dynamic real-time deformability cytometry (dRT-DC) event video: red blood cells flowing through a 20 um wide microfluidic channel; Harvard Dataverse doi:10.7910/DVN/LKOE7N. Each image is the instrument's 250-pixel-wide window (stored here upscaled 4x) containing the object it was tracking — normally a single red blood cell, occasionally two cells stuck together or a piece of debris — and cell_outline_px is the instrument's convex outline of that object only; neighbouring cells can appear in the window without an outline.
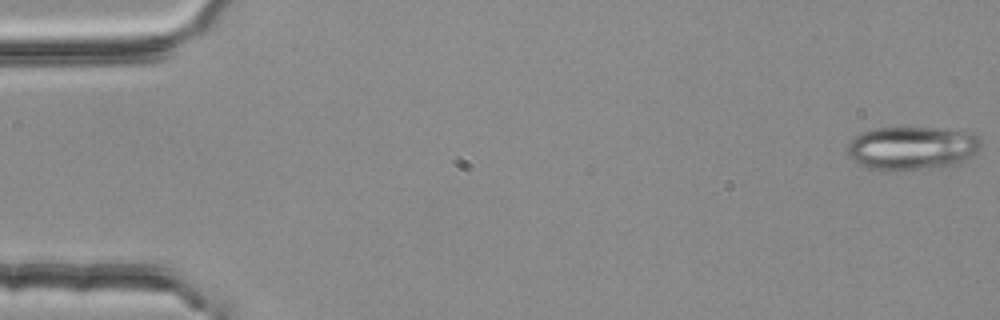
{"species": "common noctule bat (a hibernating species)", "species_latin": "Nyctalus noctula", "temperature_condition": "room temperature", "stored_images_in_passage": 54, "camera_frame_rate_fps": 3000, "um_per_image_px": 0.085, "animal": {"sex": "female", "body_mass_g": 25.1}, "frame": {"image": 1, "passage_image": 1, "time_ms": 0.0, "image_size_px": [1000, 320], "cell_outline_px": [[980, 156], [956, 164], [900, 172], [884, 172], [868, 168], [856, 164], [848, 156], [848, 144], [860, 132], [876, 128], [936, 128], [972, 132], [976, 136], [980, 144]], "centroid_in_image_um": [77.53, 12.62], "position_along_channel_um": 7.5, "area_um2": 34.68}}
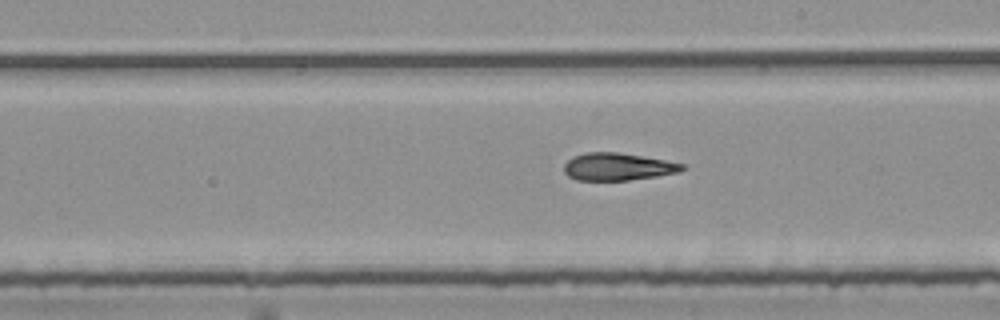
{"frame": {"image": 2, "passage_image": 31, "time_ms": 10.0, "image_size_px": [1000, 320], "cell_outline_px": [[684, 168], [680, 172], [656, 176], [628, 180], [576, 180], [568, 176], [564, 172], [564, 164], [572, 156], [584, 152], [616, 152], [664, 160], [684, 164]], "centroid_in_image_um": [52.46, 14.17], "position_along_channel_um": 236.5, "area_um2": 18.79}}
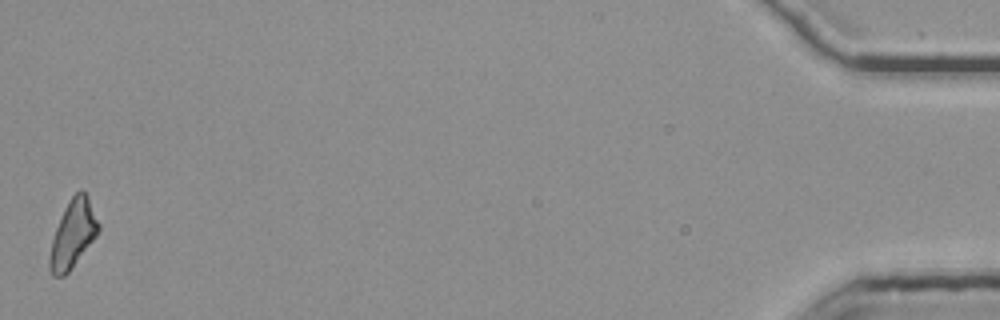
{"frame": {"image": 3, "passage_image": 54, "time_ms": 17.667, "image_size_px": [1000, 320], "cell_outline_px": [[100, 228], [96, 236], [68, 272], [64, 276], [52, 276], [48, 268], [48, 260], [52, 240], [56, 228], [64, 208], [72, 196], [80, 188], [88, 196], [100, 224]], "centroid_in_image_um": [6.19, 19.89], "position_along_channel_um": 429.0, "area_um2": 19.13}, "authors_computed_cell_mechanics": {"area_um2": 19.5942, "velocity_mm_per_s": 3.7957, "shape_relaxation_time_tau1_ms": null, "shape_relaxation_time_tau2_ms": 5.2316, "deformation_change_tau1": null, "deformation_change_tau2": 0.1717}}